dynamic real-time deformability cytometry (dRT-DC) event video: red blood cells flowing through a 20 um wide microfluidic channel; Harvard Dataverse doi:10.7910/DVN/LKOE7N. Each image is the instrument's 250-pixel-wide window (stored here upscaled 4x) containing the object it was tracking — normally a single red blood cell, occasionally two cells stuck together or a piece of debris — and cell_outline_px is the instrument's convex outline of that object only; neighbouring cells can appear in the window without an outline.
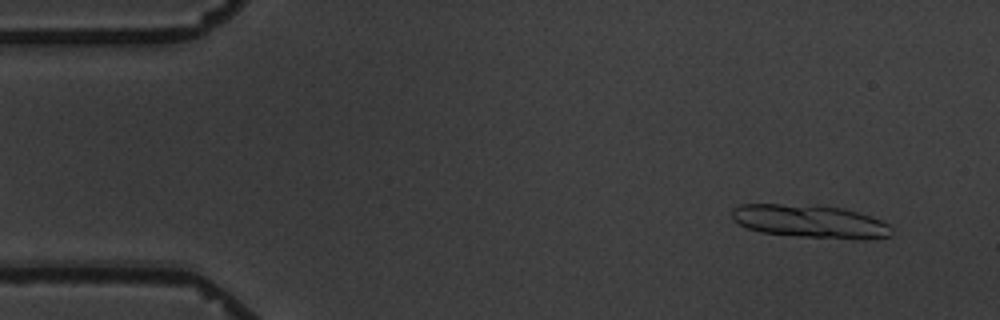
{"species": "common noctule bat (a hibernating species)", "species_latin": "Nyctalus noctula", "temperature_condition": "warm", "stored_images_in_passage": 6, "segment_of_instrument_passage": [1, 2], "camera_frame_rate_fps": 3000, "um_per_image_px": 0.085, "animal": {"sex": "male", "body_mass_g": 19.5, "forearm_length_mm": 54.6}, "frame": {"image": 1, "passage_image": 1, "time_ms": 0.0, "image_size_px": [1000, 320], "cell_outline_px": [[892, 236], [868, 240], [860, 240], [796, 236], [760, 232], [748, 228], [732, 220], [732, 208], [740, 204], [780, 204], [844, 208], [872, 216], [888, 224], [892, 228]], "centroid_in_image_um": [68.9, 18.84], "position_along_channel_um": 16.1, "area_um2": 30.92}}